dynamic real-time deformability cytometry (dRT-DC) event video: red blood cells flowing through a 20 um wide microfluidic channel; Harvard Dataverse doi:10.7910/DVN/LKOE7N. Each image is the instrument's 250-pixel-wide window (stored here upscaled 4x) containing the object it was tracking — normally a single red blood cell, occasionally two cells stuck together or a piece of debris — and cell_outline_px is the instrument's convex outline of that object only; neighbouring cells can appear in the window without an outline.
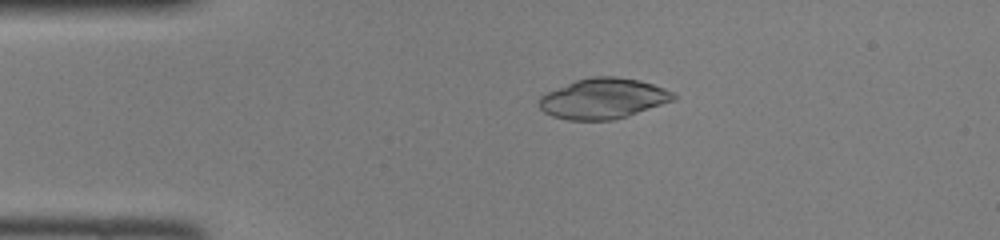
{"species": "common noctule bat (a hibernating species)", "species_latin": "Nyctalus noctula", "temperature_condition": "room temperature", "stored_images_in_passage": 37, "camera_frame_rate_fps": 3000, "um_per_image_px": 0.085, "animal": {"sex": "female", "body_mass_g": 22.0, "forearm_length_mm": 56.7}, "frame": {"image": 1, "passage_image": 1, "time_ms": 0.0, "image_size_px": [1000, 240], "cell_outline_px": [[676, 100], [628, 116], [612, 120], [568, 120], [552, 116], [544, 112], [536, 104], [540, 96], [548, 92], [576, 80], [592, 76], [616, 76], [640, 80], [664, 88], [672, 92], [676, 96]], "centroid_in_image_um": [51.27, 8.38], "position_along_channel_um": 33.7, "area_um2": 31.79}}